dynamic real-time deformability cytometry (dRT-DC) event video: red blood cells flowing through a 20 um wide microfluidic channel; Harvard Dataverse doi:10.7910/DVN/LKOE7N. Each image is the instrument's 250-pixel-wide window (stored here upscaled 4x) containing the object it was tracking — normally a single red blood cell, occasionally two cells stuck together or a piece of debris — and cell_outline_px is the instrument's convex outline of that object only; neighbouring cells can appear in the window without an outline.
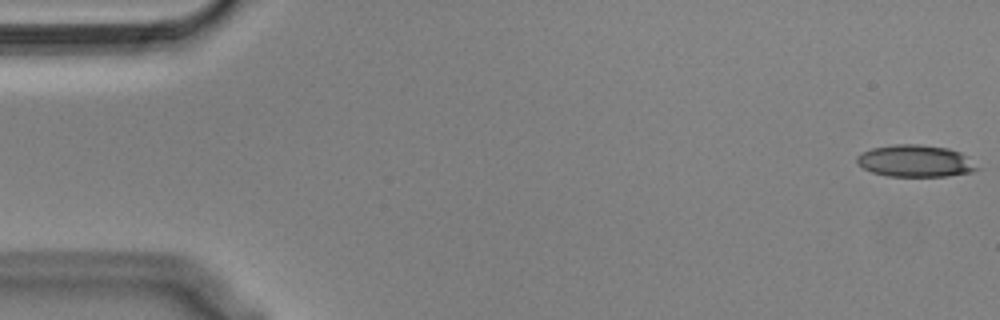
{"species": "Egyptian fruit bat (a non-hibernating species)", "species_latin": "Rousettus aegyptiacus", "temperature_condition": "cold", "stored_images_in_passage": 53, "camera_frame_rate_fps": 3000, "um_per_image_px": 0.085, "animal": {"sex": "male"}, "frame": {"image": 1, "passage_image": 1, "time_ms": 0.0, "image_size_px": [1000, 320], "cell_outline_px": [[980, 168], [972, 172], [948, 176], [888, 176], [872, 172], [864, 168], [856, 160], [856, 156], [860, 152], [872, 148], [896, 144], [916, 144], [948, 148], [960, 152]], "centroid_in_image_um": [77.79, 13.68], "position_along_channel_um": 7.2, "area_um2": 22.25}}
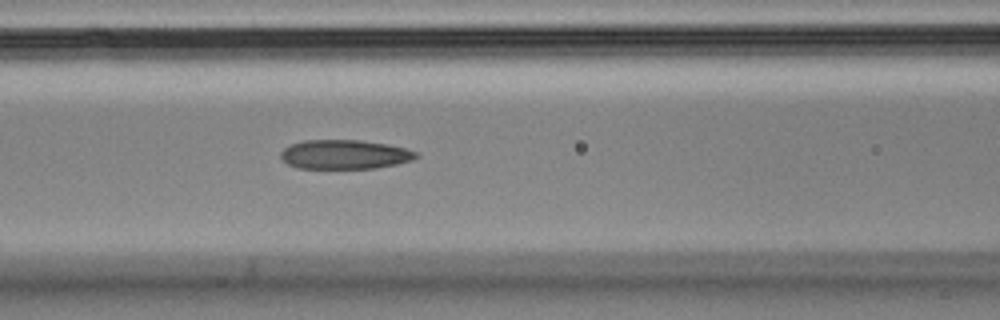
{"frame": {"image": 2, "passage_image": 23, "time_ms": 7.333, "image_size_px": [1000, 320], "cell_outline_px": [[420, 156], [412, 160], [396, 164], [376, 168], [296, 168], [288, 164], [280, 156], [280, 152], [284, 148], [292, 144], [304, 140], [360, 140], [388, 144], [404, 148], [416, 152]], "centroid_in_image_um": [29.29, 13.13], "position_along_channel_um": 137.3, "area_um2": 23.0}}
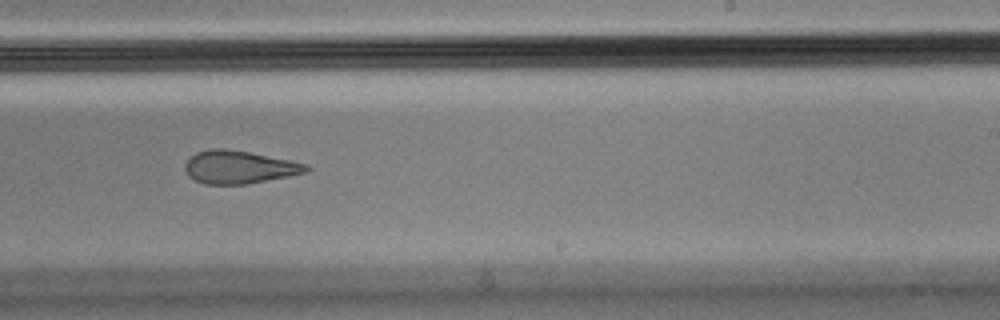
{"frame": {"image": 3, "passage_image": 34, "time_ms": 11.0, "image_size_px": [1000, 320], "cell_outline_px": [[312, 168], [304, 172], [288, 176], [244, 184], [204, 184], [188, 176], [184, 168], [184, 164], [196, 152], [212, 148], [224, 148], [248, 152], [308, 164]], "centroid_in_image_um": [20.29, 14.2], "position_along_channel_um": 268.7, "area_um2": 22.95}, "authors_computed_cell_mechanics": {"area_um2": 23.8136, "velocity_mm_per_s": 3.5875, "shape_relaxation_time_tau1_ms": null, "shape_relaxation_time_tau2_ms": 3.8547, "deformation_change_tau1": null, "deformation_change_tau2": 0.1396}}